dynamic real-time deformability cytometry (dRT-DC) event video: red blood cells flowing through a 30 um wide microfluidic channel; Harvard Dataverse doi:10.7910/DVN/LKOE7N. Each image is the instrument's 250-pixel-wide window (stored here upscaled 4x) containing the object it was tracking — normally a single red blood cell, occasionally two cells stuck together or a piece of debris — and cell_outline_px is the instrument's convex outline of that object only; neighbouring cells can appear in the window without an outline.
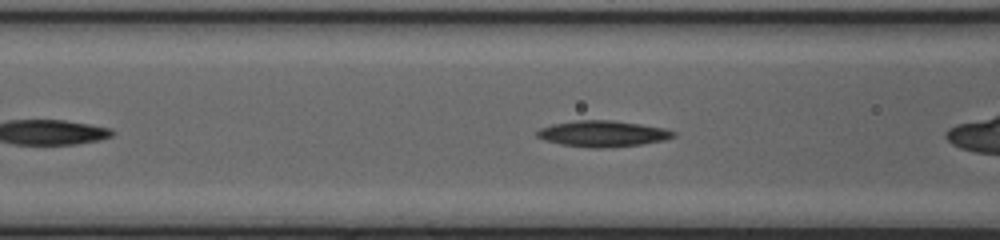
{"species": "common noctule bat (a hibernating species)", "species_latin": "Nyctalus noctula", "temperature_condition": "cold", "stored_images_in_passage": 29, "camera_frame_rate_fps": 3000, "um_per_image_px": 0.085, "animal": {"sex": "female", "body_mass_g": 20.0, "forearm_length_mm": 54.0}, "frame": {"image": 1, "passage_image": 4, "time_ms": 1.0, "image_size_px": [1000, 240], "cell_outline_px": [[676, 136], [668, 140], [640, 144], [604, 148], [588, 148], [560, 144], [544, 140], [536, 136], [536, 132], [540, 128], [552, 124], [576, 120], [612, 120], [640, 124], [664, 128], [676, 132]], "centroid_in_image_um": [51.24, 11.37], "position_along_channel_um": 115.4, "area_um2": 20.87}}
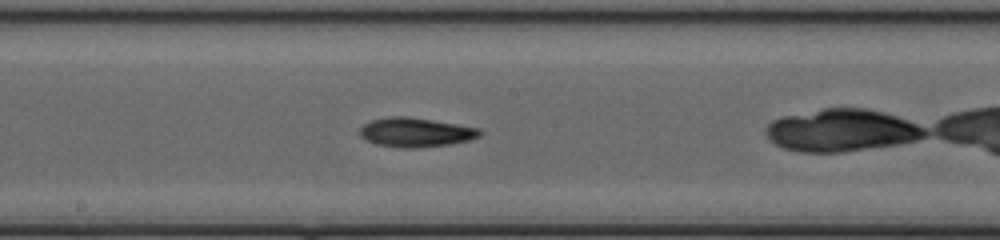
{"frame": {"image": 2, "passage_image": 11, "time_ms": 3.333, "image_size_px": [1000, 240], "cell_outline_px": [[484, 132], [480, 136], [468, 140], [452, 144], [416, 148], [400, 148], [376, 144], [364, 140], [360, 136], [360, 128], [364, 124], [372, 120], [388, 116], [408, 116], [480, 128]], "centroid_in_image_um": [35.33, 11.25], "position_along_channel_um": 212.9, "area_um2": 20.63}}
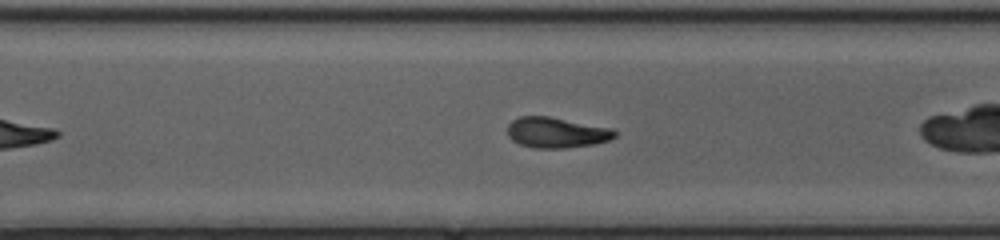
{"frame": {"image": 3, "passage_image": 19, "time_ms": 6.0, "image_size_px": [1000, 240], "cell_outline_px": [[616, 136], [608, 140], [596, 144], [564, 148], [536, 148], [520, 144], [512, 140], [508, 136], [508, 124], [512, 120], [520, 116], [548, 116], [612, 128], [616, 132]], "centroid_in_image_um": [47.29, 11.26], "position_along_channel_um": 323.3, "area_um2": 19.07}, "authors_computed_cell_mechanics": {"area_um2": 19.5364, "velocity_mm_per_s": 4.166, "shape_relaxation_time_tau1_ms": 6.8279, "shape_relaxation_time_tau2_ms": 8.9107, "deformation_change_tau1": 0.2037, "deformation_change_tau2": 0.1676}}